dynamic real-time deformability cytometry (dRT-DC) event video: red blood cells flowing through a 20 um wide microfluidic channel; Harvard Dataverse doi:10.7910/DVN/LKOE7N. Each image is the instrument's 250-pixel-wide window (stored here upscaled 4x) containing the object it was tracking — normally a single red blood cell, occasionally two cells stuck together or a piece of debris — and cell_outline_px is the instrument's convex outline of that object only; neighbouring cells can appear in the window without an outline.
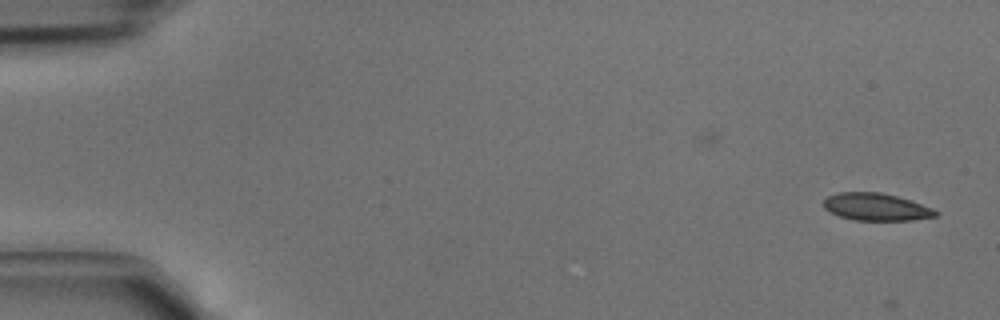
{"species": "common noctule bat (a hibernating species)", "species_latin": "Nyctalus noctula", "temperature_condition": "cold", "stored_images_in_passage": 2, "camera_frame_rate_fps": 3000, "um_per_image_px": 0.085, "animal": {"sex": "male", "body_mass_g": 15.6}, "frame": {"image": 1, "passage_image": 2, "time_ms": 0.333, "image_size_px": [1000, 320], "cell_outline_px": [[940, 212], [936, 216], [912, 220], [852, 220], [828, 212], [824, 208], [824, 200], [828, 196], [840, 192], [880, 192], [896, 196], [932, 208]], "centroid_in_image_um": [74.44, 17.59], "position_along_channel_um": 10.6, "area_um2": 17.74}}